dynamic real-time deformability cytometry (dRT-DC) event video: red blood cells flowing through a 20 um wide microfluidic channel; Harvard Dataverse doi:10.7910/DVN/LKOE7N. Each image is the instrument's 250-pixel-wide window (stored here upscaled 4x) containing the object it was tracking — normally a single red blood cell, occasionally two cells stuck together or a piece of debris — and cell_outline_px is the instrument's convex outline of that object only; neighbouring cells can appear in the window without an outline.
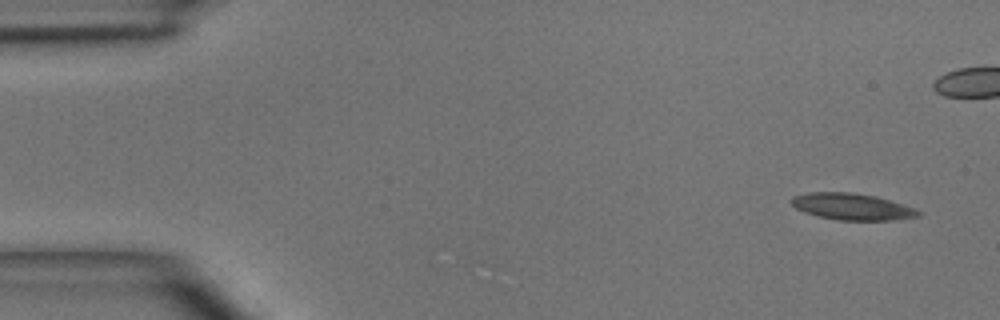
{"species": "common noctule bat (a hibernating species)", "species_latin": "Nyctalus noctula", "temperature_condition": "room temperature", "stored_images_in_passage": 5, "camera_frame_rate_fps": 3000, "um_per_image_px": 0.085, "animal": {"sex": "male", "body_mass_g": 15.6}, "frame": {"image": 1, "passage_image": 1, "time_ms": 0.0, "image_size_px": [1000, 320], "cell_outline_px": [[924, 212], [920, 216], [892, 220], [840, 220], [820, 216], [804, 212], [796, 208], [792, 204], [792, 196], [808, 192], [852, 192], [876, 196]], "centroid_in_image_um": [72.41, 17.56], "position_along_channel_um": 12.6, "area_um2": 19.42}}
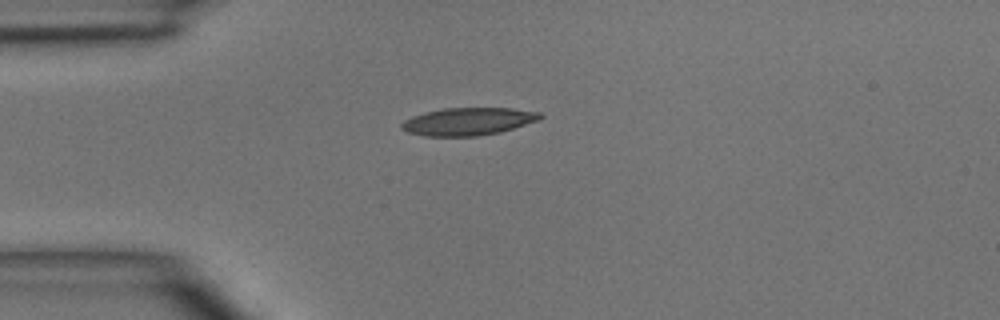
{"frame": {"image": 2, "passage_image": 5, "time_ms": 4.667, "image_size_px": [1000, 320], "cell_outline_px": [[544, 116], [540, 120], [500, 132], [476, 136], [424, 136], [408, 132], [400, 128], [400, 124], [404, 120], [412, 116], [424, 112], [444, 108], [512, 108], [540, 112]], "centroid_in_image_um": [39.79, 10.32], "position_along_channel_um": 45.2, "area_um2": 22.43}}